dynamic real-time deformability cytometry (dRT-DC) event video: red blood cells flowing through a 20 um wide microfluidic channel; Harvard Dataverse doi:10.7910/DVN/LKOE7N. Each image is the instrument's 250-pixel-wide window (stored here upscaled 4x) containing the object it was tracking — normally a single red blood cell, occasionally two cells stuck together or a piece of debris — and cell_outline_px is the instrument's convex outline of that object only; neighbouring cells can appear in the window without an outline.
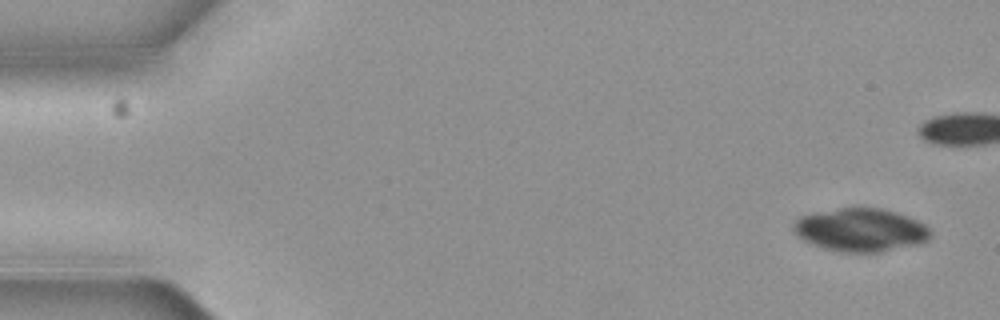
{"species": "common noctule bat (a hibernating species)", "species_latin": "Nyctalus noctula", "temperature_condition": "cold", "stored_images_in_passage": 7, "camera_frame_rate_fps": 3000, "um_per_image_px": 0.085, "animal": {"sex": "female", "body_mass_g": 19.3, "forearm_length_mm": 54.1}, "frame": {"image": 1, "passage_image": 1, "time_ms": 0.0, "image_size_px": [1000, 320], "cell_outline_px": [[932, 236], [928, 240], [916, 244], [880, 252], [844, 252], [824, 248], [804, 240], [792, 228], [792, 224], [800, 216], [816, 212], [840, 208], [884, 208], [908, 216], [924, 224], [932, 232]], "centroid_in_image_um": [73.18, 19.53], "position_along_channel_um": 11.8, "area_um2": 34.22}}
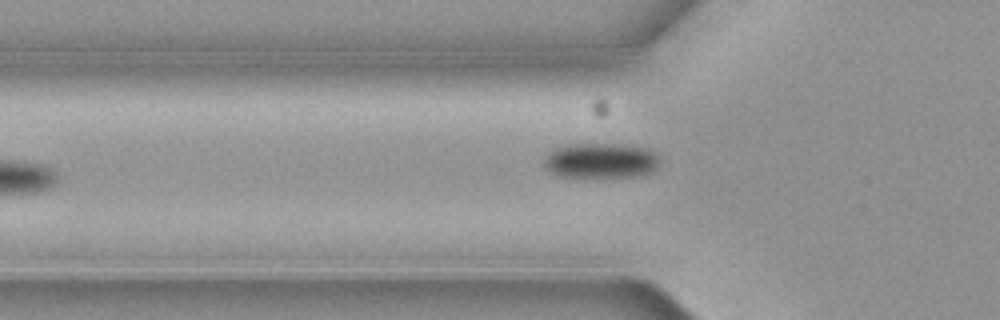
{"frame": {"image": 2, "passage_image": 7, "time_ms": 2.0, "image_size_px": [1000, 320], "cell_outline_px": [[664, 160], [652, 172], [640, 176], [560, 176], [552, 172], [544, 164], [544, 160], [548, 152], [556, 148], [568, 144], [620, 144], [652, 148]], "centroid_in_image_um": [51.19, 13.63], "position_along_channel_um": 74.6, "area_um2": 23.93}}